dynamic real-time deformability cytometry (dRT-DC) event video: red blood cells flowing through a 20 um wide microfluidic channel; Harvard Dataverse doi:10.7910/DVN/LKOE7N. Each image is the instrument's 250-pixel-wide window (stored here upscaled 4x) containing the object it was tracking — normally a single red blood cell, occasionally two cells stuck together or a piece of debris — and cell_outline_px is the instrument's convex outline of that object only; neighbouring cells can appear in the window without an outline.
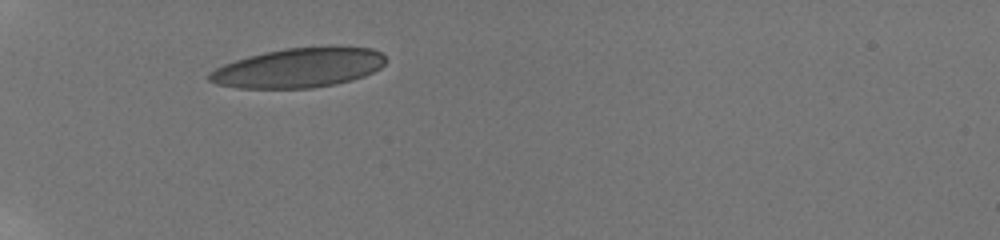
{"species": "human", "species_latin": "Homo sapiens", "temperature_condition": "room temperature", "stored_images_in_passage": 20, "camera_frame_rate_fps": 3000, "um_per_image_px": 0.085, "donor": {"sex": "male"}, "frame": {"image": 1, "passage_image": 1, "time_ms": 0.0, "image_size_px": [1000, 240], "cell_outline_px": [[388, 60], [380, 68], [364, 76], [352, 80], [336, 84], [312, 88], [236, 88], [216, 84], [208, 80], [208, 72], [224, 64], [248, 56], [264, 52], [288, 48], [372, 48], [380, 52]], "centroid_in_image_um": [25.35, 5.79], "position_along_channel_um": 59.6, "area_um2": 40.23}}
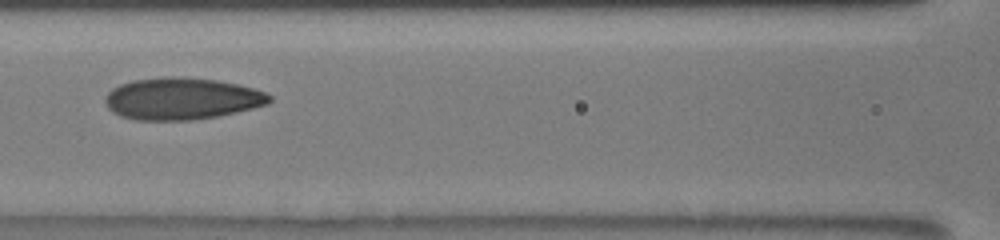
{"frame": {"image": 2, "passage_image": 4, "time_ms": 3.0, "image_size_px": [1000, 240], "cell_outline_px": [[272, 100], [268, 104], [220, 116], [192, 120], [136, 120], [120, 116], [112, 112], [108, 108], [104, 100], [108, 92], [112, 88], [120, 84], [132, 80], [164, 76], [180, 76], [216, 80], [236, 84], [252, 88], [264, 92], [272, 96]], "centroid_in_image_um": [15.42, 8.38], "position_along_channel_um": 151.2, "area_um2": 40.34}}
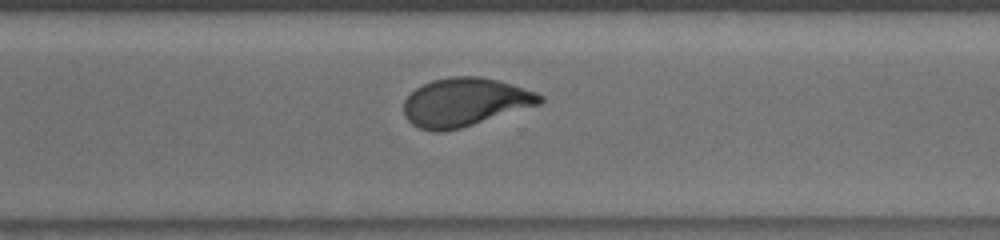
{"frame": {"image": 3, "passage_image": 9, "time_ms": 7.667, "image_size_px": [1000, 240], "cell_outline_px": [[544, 100], [540, 104], [460, 128], [440, 132], [436, 132], [420, 128], [412, 124], [404, 116], [404, 100], [416, 88], [432, 80], [452, 76], [480, 76], [512, 84], [536, 92], [544, 96]], "centroid_in_image_um": [39.51, 8.68], "position_along_channel_um": 331.1, "area_um2": 38.15}, "authors_computed_cell_mechanics": {"area_um2": 38.148, "velocity_mm_per_s": 3.879, "shape_relaxation_time_tau1_ms": 4.64, "shape_relaxation_time_tau2_ms": 0.985, "deformation_change_tau1": 0.1609, "deformation_change_tau2": 0.0503}}